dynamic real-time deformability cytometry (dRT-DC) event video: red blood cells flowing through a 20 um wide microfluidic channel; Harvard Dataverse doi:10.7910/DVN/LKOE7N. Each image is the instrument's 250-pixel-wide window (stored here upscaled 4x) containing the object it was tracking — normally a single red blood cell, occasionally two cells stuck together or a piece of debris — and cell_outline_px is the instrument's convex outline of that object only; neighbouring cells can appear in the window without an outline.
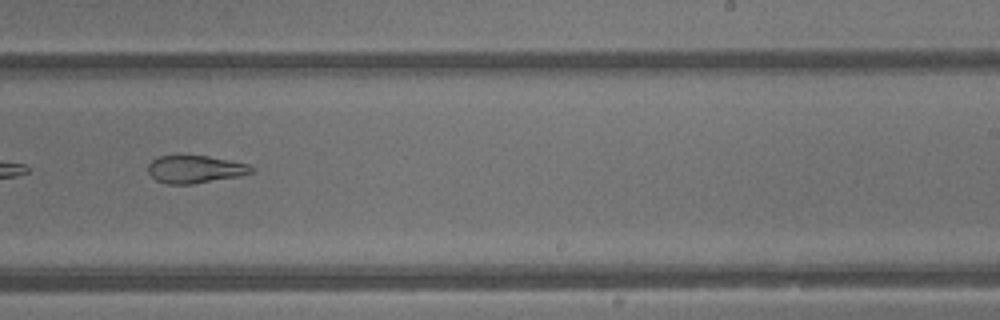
{"species": "common noctule bat (a hibernating species)", "species_latin": "Nyctalus noctula", "temperature_condition": "warm", "stored_images_in_passage": 28, "camera_frame_rate_fps": 3000, "um_per_image_px": 0.085, "animal": {"sex": "male", "body_mass_g": 13.3}, "frame": {"image": 1, "passage_image": 13, "time_ms": 4.0, "image_size_px": [1000, 320], "cell_outline_px": [[256, 172], [240, 176], [192, 184], [168, 184], [156, 180], [148, 172], [148, 164], [156, 156], [208, 156], [248, 164], [256, 168]], "centroid_in_image_um": [16.62, 14.39], "position_along_channel_um": 272.4, "area_um2": 16.7}}